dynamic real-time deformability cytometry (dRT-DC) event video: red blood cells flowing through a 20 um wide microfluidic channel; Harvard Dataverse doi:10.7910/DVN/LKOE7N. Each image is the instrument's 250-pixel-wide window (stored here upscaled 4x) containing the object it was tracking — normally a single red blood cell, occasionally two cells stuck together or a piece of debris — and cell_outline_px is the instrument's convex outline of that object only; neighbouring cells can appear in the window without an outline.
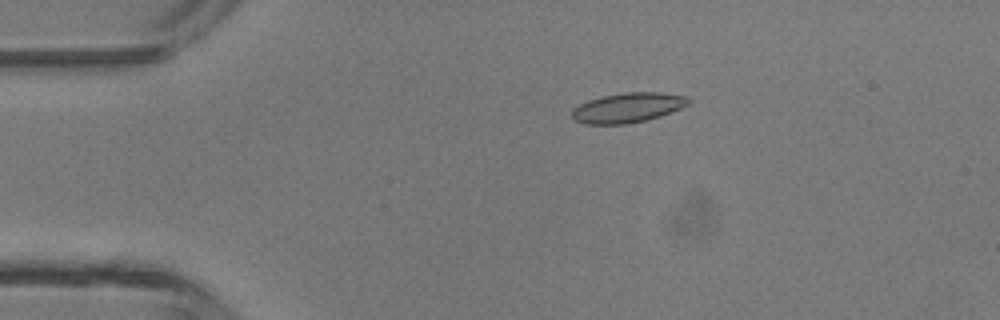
{"species": "common noctule bat (a hibernating species)", "species_latin": "Nyctalus noctula", "temperature_condition": "room temperature", "stored_images_in_passage": 36, "camera_frame_rate_fps": 3000, "um_per_image_px": 0.085, "animal": {"sex": "male", "body_mass_g": 13.3}, "frame": {"image": 1, "passage_image": 7, "time_ms": 2.0, "image_size_px": [1000, 320], "cell_outline_px": [[692, 100], [688, 104], [680, 108], [660, 116], [648, 120], [628, 124], [584, 124], [572, 120], [572, 108], [588, 100], [604, 96], [624, 92], [660, 92], [688, 96]], "centroid_in_image_um": [53.35, 9.16], "position_along_channel_um": 31.6, "area_um2": 20.4}}
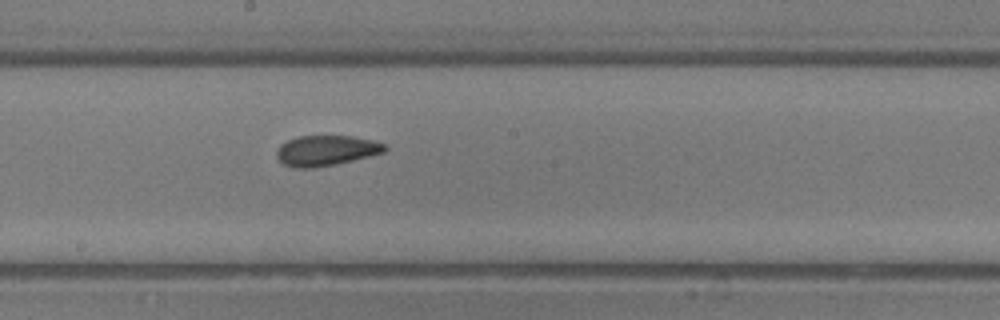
{"frame": {"image": 2, "passage_image": 23, "time_ms": 7.333, "image_size_px": [1000, 320], "cell_outline_px": [[388, 148], [384, 152], [336, 164], [312, 168], [296, 168], [284, 164], [276, 156], [276, 152], [280, 144], [296, 136], [352, 136], [372, 140], [384, 144]], "centroid_in_image_um": [27.69, 12.79], "position_along_channel_um": 220.5, "area_um2": 19.02}}
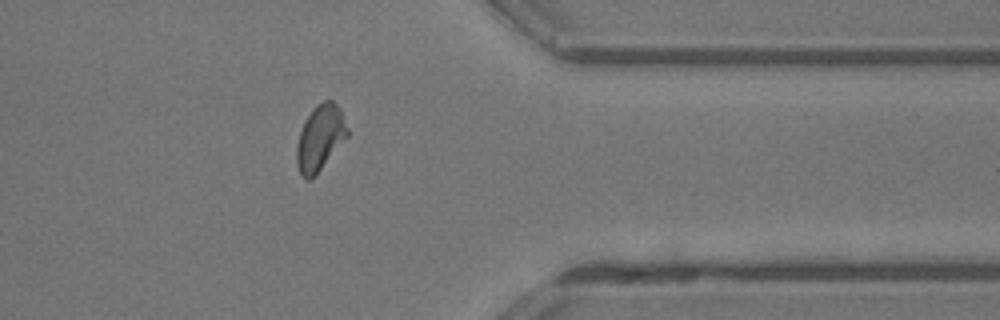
{"frame": {"image": 3, "passage_image": 35, "time_ms": 11.333, "image_size_px": [1000, 320], "cell_outline_px": [[348, 136], [320, 168], [308, 180], [300, 172], [296, 164], [296, 148], [300, 132], [312, 108], [316, 104], [324, 100], [332, 100], [340, 108], [348, 128]], "centroid_in_image_um": [27.21, 11.66], "position_along_channel_um": 384.2, "area_um2": 18.84}}